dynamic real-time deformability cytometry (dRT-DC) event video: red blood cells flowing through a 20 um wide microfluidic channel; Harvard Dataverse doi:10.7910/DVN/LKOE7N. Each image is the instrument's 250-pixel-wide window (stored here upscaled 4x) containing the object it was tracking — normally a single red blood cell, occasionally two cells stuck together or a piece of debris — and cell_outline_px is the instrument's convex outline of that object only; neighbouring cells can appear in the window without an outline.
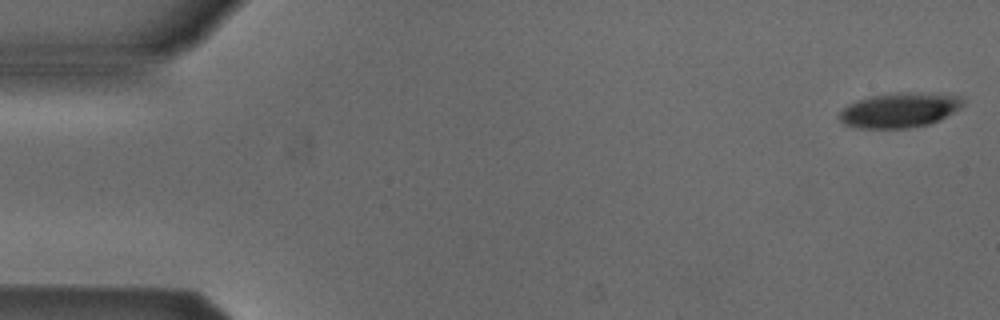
{"species": "Egyptian fruit bat (a non-hibernating species)", "species_latin": "Rousettus aegyptiacus", "temperature_condition": "cold", "stored_images_in_passage": 52, "camera_frame_rate_fps": 3000, "um_per_image_px": 0.085, "animal": {"sex": "male"}, "frame": {"image": 1, "passage_image": 1, "time_ms": 0.0, "image_size_px": [1000, 320], "cell_outline_px": [[964, 104], [960, 108], [940, 120], [928, 124], [908, 128], [860, 128], [844, 124], [836, 116], [848, 104], [872, 96], [908, 92], [964, 96]], "centroid_in_image_um": [76.48, 9.37], "position_along_channel_um": 8.5, "area_um2": 24.85}}
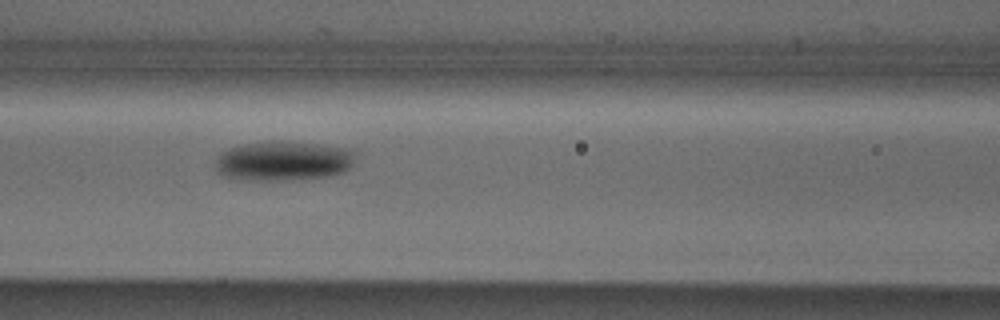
{"frame": {"image": 2, "passage_image": 22, "time_ms": 7.0, "image_size_px": [1000, 320], "cell_outline_px": [[356, 152], [352, 164], [344, 172], [332, 176], [272, 180], [252, 180], [224, 176], [216, 172], [216, 160], [220, 152], [228, 148], [244, 144], [268, 140], [272, 140], [316, 144], [348, 148]], "centroid_in_image_um": [24.07, 13.66], "position_along_channel_um": 142.5, "area_um2": 32.31}}
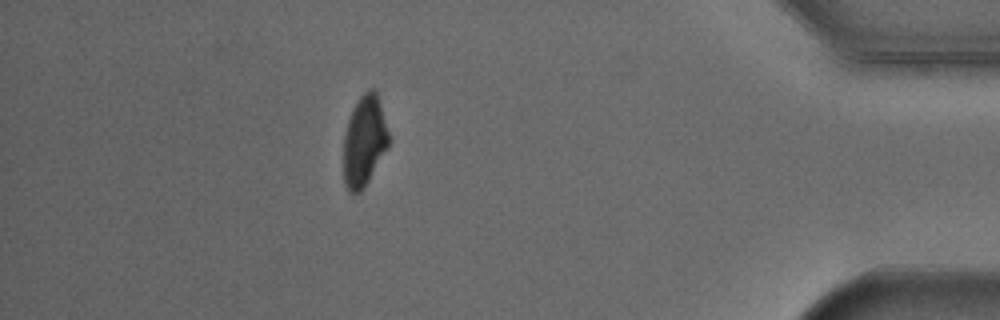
{"frame": {"image": 3, "passage_image": 46, "time_ms": 15.0, "image_size_px": [1000, 320], "cell_outline_px": [[388, 148], [364, 188], [360, 192], [348, 192], [344, 184], [344, 136], [348, 120], [352, 108], [356, 100], [368, 88], [372, 88], [376, 92], [380, 104], [388, 132]], "centroid_in_image_um": [30.95, 11.99], "position_along_channel_um": 404.3, "area_um2": 23.76}, "authors_computed_cell_mechanics": {"area_um2": 26.9926, "velocity_mm_per_s": 3.8893, "shape_relaxation_time_tau1_ms": 2.5003, "shape_relaxation_time_tau2_ms": null, "deformation_change_tau1": 0.1035, "deformation_change_tau2": null}}